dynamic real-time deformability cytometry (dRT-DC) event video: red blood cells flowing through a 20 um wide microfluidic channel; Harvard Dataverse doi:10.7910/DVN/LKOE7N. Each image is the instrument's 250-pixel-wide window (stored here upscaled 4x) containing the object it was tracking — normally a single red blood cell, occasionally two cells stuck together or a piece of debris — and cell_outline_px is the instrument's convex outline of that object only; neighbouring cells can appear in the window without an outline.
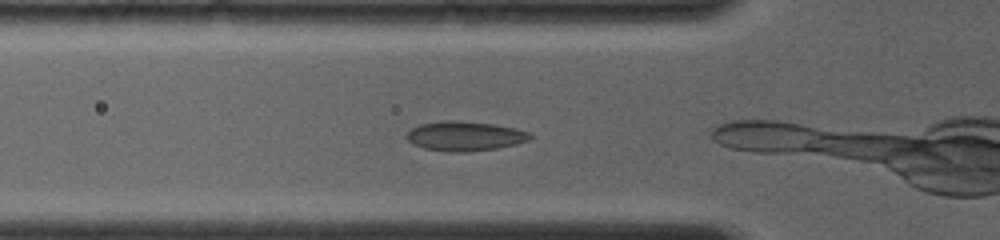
{"species": "common noctule bat (a hibernating species)", "species_latin": "Nyctalus noctula", "temperature_condition": "room temperature", "stored_images_in_passage": 4, "camera_frame_rate_fps": 4000, "um_per_image_px": 0.085, "animal": {"sex": "female", "body_mass_g": 19.0, "forearm_length_mm": 56.7}, "frame": {"image": 1, "passage_image": 2, "time_ms": 0.5, "image_size_px": [1000, 240], "cell_outline_px": [[532, 136], [528, 140], [516, 144], [496, 148], [468, 152], [448, 152], [424, 148], [412, 144], [404, 136], [412, 128], [420, 124], [444, 120], [460, 120], [496, 124], [516, 128], [528, 132]], "centroid_in_image_um": [39.49, 11.56], "position_along_channel_um": 86.3, "area_um2": 21.44}}